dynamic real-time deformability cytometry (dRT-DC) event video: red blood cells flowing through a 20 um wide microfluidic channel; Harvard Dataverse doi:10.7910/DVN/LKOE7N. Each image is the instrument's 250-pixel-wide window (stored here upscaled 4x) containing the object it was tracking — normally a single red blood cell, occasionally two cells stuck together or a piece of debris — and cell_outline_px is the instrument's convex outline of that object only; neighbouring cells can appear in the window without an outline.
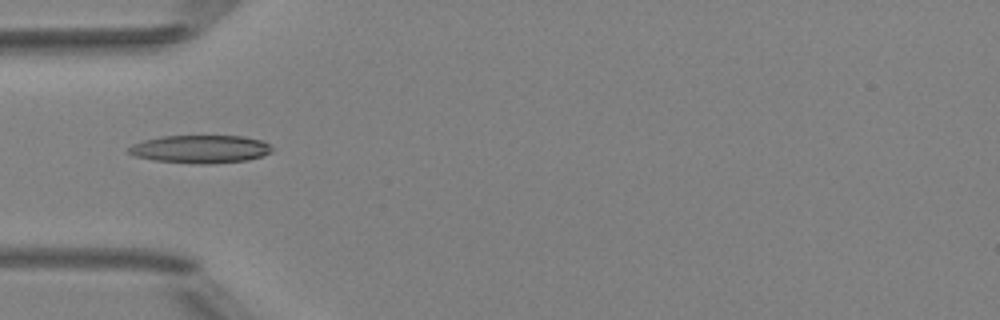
{"species": "Egyptian fruit bat (a non-hibernating species)", "species_latin": "Rousettus aegyptiacus", "temperature_condition": "room temperature", "stored_images_in_passage": 5, "camera_frame_rate_fps": 3000, "um_per_image_px": 0.085, "animal": {"sex": "female"}, "frame": {"image": 1, "passage_image": 5, "time_ms": 4.667, "image_size_px": [1000, 320], "cell_outline_px": [[272, 152], [264, 156], [248, 160], [212, 164], [200, 164], [156, 160], [132, 156], [128, 152], [128, 148], [132, 144], [144, 140], [160, 136], [244, 136], [260, 140], [268, 144], [272, 148]], "centroid_in_image_um": [17.04, 12.67], "position_along_channel_um": 68.0, "area_um2": 23.47}}